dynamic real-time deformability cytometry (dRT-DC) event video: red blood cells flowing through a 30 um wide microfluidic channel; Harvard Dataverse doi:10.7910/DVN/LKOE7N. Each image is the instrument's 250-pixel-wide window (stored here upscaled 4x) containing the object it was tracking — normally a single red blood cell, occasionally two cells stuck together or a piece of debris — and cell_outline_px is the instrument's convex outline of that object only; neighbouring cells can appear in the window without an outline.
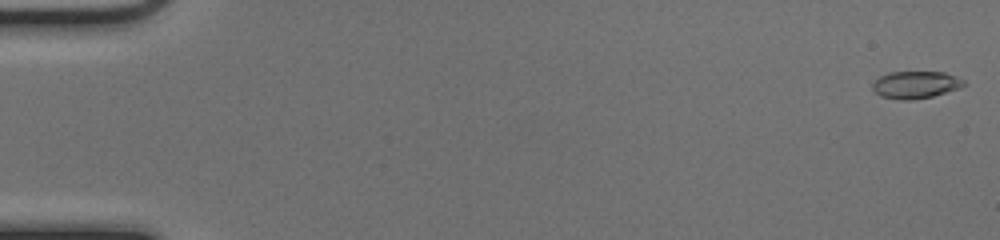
{"species": "common noctule bat (a hibernating species)", "species_latin": "Nyctalus noctula", "temperature_condition": "cold", "stored_images_in_passage": 51, "camera_frame_rate_fps": 3000, "um_per_image_px": 0.085, "animal": {"sex": "female", "body_mass_g": 17.0, "forearm_length_mm": 48.0}, "frame": {"image": 1, "passage_image": 1, "time_ms": 0.0, "image_size_px": [1000, 240], "cell_outline_px": [[968, 84], [960, 88], [932, 96], [912, 100], [900, 100], [880, 96], [872, 88], [872, 84], [880, 76], [888, 72], [944, 72], [956, 76], [964, 80]], "centroid_in_image_um": [77.85, 7.2], "position_along_channel_um": 7.2, "area_um2": 14.57}}
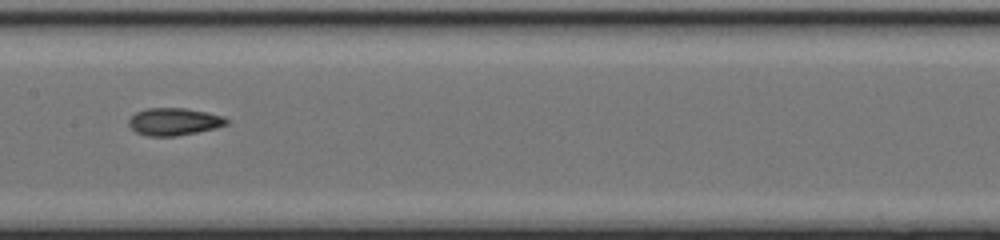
{"frame": {"image": 2, "passage_image": 27, "time_ms": 8.667, "image_size_px": [1000, 240], "cell_outline_px": [[228, 124], [216, 128], [176, 136], [148, 136], [136, 132], [128, 124], [128, 120], [136, 112], [148, 108], [184, 108], [208, 112], [224, 116], [228, 120]], "centroid_in_image_um": [14.81, 10.34], "position_along_channel_um": 192.6, "area_um2": 15.61}}
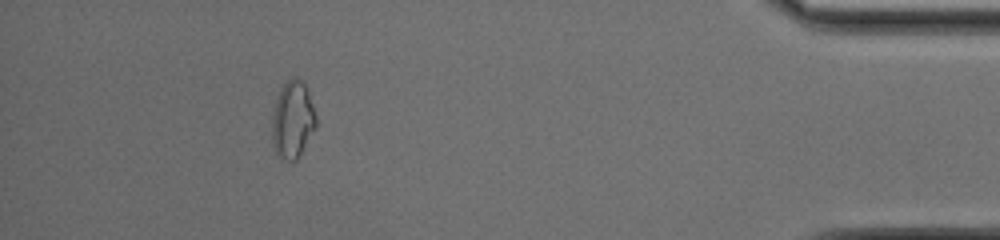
{"frame": {"image": 3, "passage_image": 47, "time_ms": 15.333, "image_size_px": [1000, 240], "cell_outline_px": [[316, 128], [296, 160], [288, 160], [280, 156], [276, 152], [272, 140], [272, 116], [276, 100], [280, 88], [292, 76], [296, 76], [304, 84], [308, 92], [316, 116]], "centroid_in_image_um": [24.87, 10.15], "position_along_channel_um": 410.3, "area_um2": 19.54}, "authors_computed_cell_mechanics": {"area_um2": 15.4326, "velocity_mm_per_s": 4.0882, "shape_relaxation_time_tau1_ms": 7.3556, "shape_relaxation_time_tau2_ms": 1.2219, "deformation_change_tau1": 0.1796, "deformation_change_tau2": 0.0648}}